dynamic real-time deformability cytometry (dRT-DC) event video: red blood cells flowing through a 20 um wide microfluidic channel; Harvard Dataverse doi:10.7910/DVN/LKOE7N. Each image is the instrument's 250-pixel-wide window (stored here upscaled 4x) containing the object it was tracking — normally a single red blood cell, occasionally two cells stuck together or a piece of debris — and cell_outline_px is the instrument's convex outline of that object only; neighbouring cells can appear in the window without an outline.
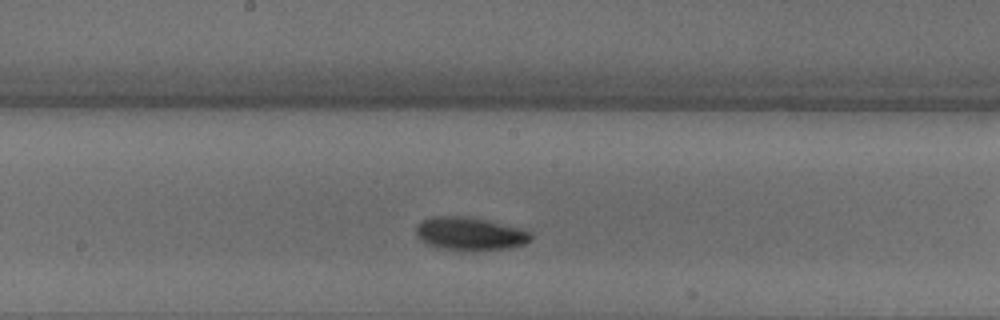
{"species": "common noctule bat (a hibernating species)", "species_latin": "Nyctalus noctula", "temperature_condition": "warm", "stored_images_in_passage": 25, "camera_frame_rate_fps": 3000, "um_per_image_px": 0.085, "animal": {"sex": "male", "body_mass_g": 18.8}, "frame": {"image": 1, "passage_image": 11, "time_ms": 3.333, "image_size_px": [1000, 320], "cell_outline_px": [[532, 236], [524, 244], [508, 248], [476, 252], [472, 252], [436, 248], [420, 240], [416, 236], [416, 224], [432, 216], [468, 216], [528, 228], [532, 232]], "centroid_in_image_um": [39.98, 19.88], "position_along_channel_um": 208.2, "area_um2": 23.0}}
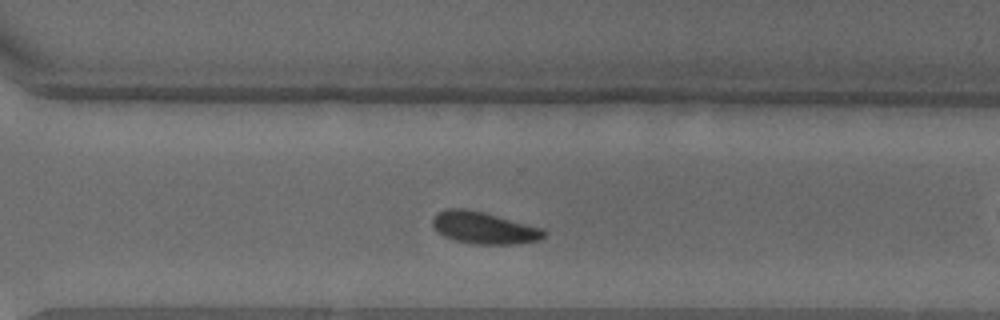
{"frame": {"image": 2, "passage_image": 18, "time_ms": 5.667, "image_size_px": [1000, 320], "cell_outline_px": [[548, 232], [540, 240], [516, 244], [476, 244], [452, 240], [444, 236], [432, 224], [432, 220], [440, 212], [448, 208], [464, 208], [484, 212], [544, 228]], "centroid_in_image_um": [41.19, 19.37], "position_along_channel_um": 329.4, "area_um2": 20.75}}